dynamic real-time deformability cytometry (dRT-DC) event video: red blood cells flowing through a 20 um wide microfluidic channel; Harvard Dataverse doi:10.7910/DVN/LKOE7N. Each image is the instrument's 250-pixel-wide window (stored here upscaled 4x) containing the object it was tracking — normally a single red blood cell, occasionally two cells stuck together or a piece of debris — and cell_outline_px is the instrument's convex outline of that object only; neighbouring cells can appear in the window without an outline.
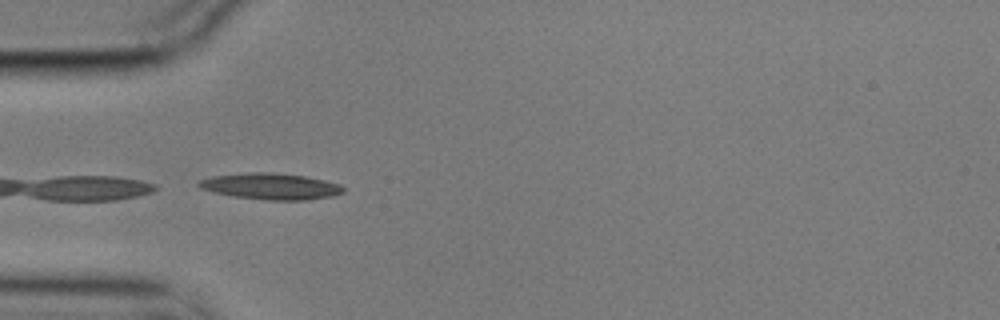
{"species": "common noctule bat (a hibernating species)", "species_latin": "Nyctalus noctula", "temperature_condition": "cold", "stored_images_in_passage": 26, "camera_frame_rate_fps": 3000, "um_per_image_px": 0.085, "animal": {"sex": "male", "body_mass_g": 17.9}, "frame": {"image": 1, "passage_image": 1, "time_ms": 0.0, "image_size_px": [1000, 320], "cell_outline_px": [[344, 192], [332, 196], [304, 200], [268, 200], [232, 196], [200, 188], [196, 184], [200, 180], [212, 176], [248, 172], [276, 172], [304, 176], [324, 180], [340, 184], [344, 188]], "centroid_in_image_um": [23.02, 15.83], "position_along_channel_um": 62.0, "area_um2": 22.08}}